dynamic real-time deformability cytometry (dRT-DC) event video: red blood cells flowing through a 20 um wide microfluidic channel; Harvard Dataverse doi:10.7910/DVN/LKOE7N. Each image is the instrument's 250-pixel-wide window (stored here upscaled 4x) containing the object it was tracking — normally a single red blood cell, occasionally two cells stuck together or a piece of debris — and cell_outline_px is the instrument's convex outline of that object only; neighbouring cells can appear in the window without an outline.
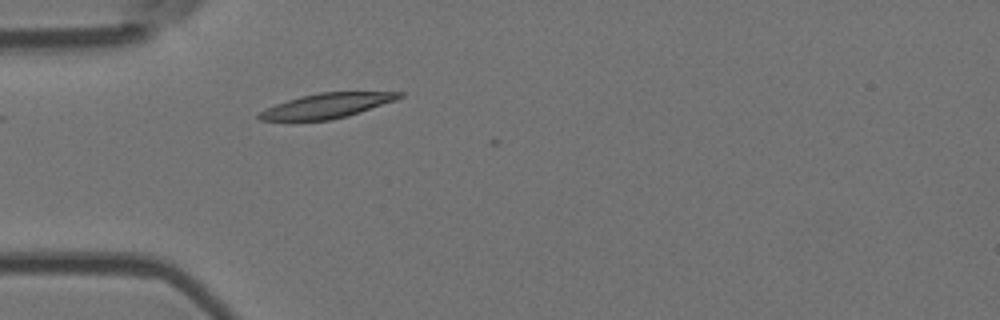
{"species": "Egyptian fruit bat (a non-hibernating species)", "species_latin": "Rousettus aegyptiacus", "temperature_condition": "room temperature", "stored_images_in_passage": 2, "camera_frame_rate_fps": 3000, "um_per_image_px": 0.085, "animal": {"sex": "female"}, "frame": {"image": 1, "passage_image": 2, "time_ms": 0.333, "image_size_px": [1000, 320], "cell_outline_px": [[404, 96], [396, 100], [348, 116], [332, 120], [260, 120], [256, 116], [264, 108], [300, 96], [320, 92], [404, 92]], "centroid_in_image_um": [27.79, 8.98], "position_along_channel_um": 57.2, "area_um2": 20.17}}